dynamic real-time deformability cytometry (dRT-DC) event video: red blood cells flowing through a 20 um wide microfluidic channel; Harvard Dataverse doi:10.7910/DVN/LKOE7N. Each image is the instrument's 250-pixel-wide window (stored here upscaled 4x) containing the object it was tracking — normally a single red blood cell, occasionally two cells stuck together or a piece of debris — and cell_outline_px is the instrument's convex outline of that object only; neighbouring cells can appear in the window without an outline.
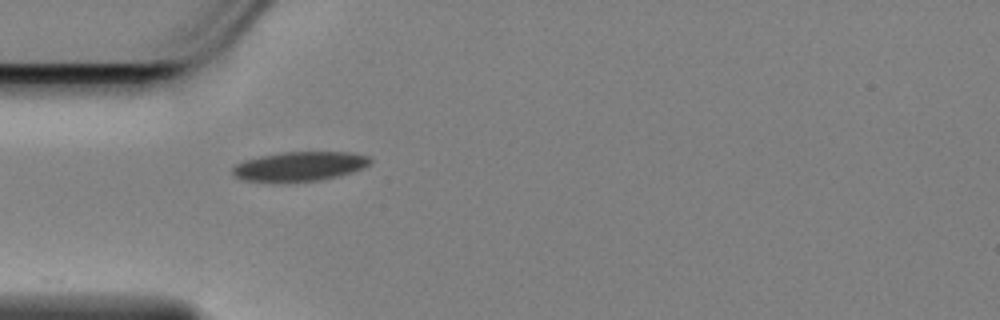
{"species": "Egyptian fruit bat (a non-hibernating species)", "species_latin": "Rousettus aegyptiacus", "temperature_condition": "cold", "stored_images_in_passage": 34, "camera_frame_rate_fps": 3000, "um_per_image_px": 0.085, "animal": {"sex": "female"}, "frame": {"image": 1, "passage_image": 1, "time_ms": 0.0, "image_size_px": [1000, 320], "cell_outline_px": [[372, 160], [364, 168], [352, 172], [320, 180], [244, 180], [236, 176], [232, 172], [232, 168], [236, 164], [244, 160], [260, 156], [284, 152], [352, 152], [368, 156]], "centroid_in_image_um": [25.51, 14.1], "position_along_channel_um": 59.5, "area_um2": 22.89}}
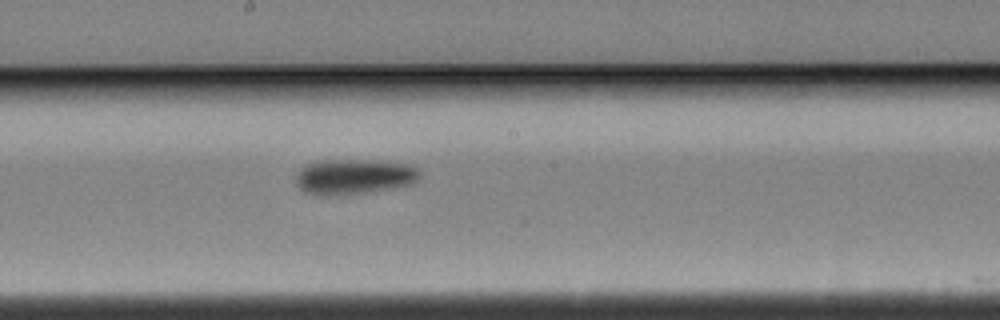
{"frame": {"image": 2, "passage_image": 15, "time_ms": 4.667, "image_size_px": [1000, 320], "cell_outline_px": [[420, 176], [416, 180], [408, 184], [360, 192], [328, 196], [324, 196], [304, 192], [296, 184], [296, 176], [300, 168], [316, 160], [372, 160], [412, 164], [420, 172]], "centroid_in_image_um": [30.03, 14.98], "position_along_channel_um": 218.2, "area_um2": 25.09}}
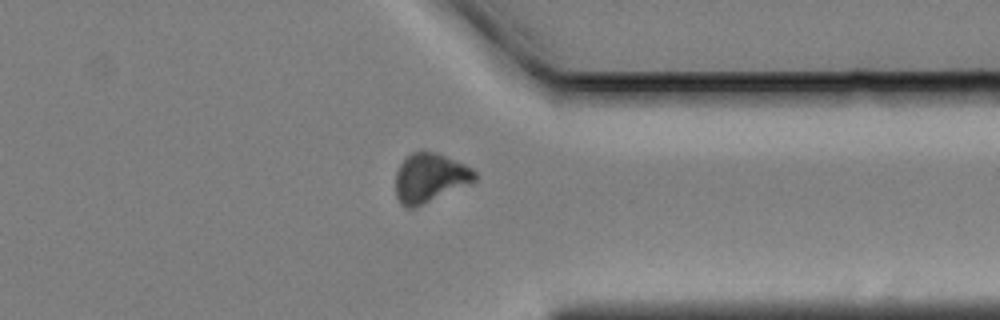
{"frame": {"image": 3, "passage_image": 29, "time_ms": 9.333, "image_size_px": [1000, 320], "cell_outline_px": [[476, 180], [416, 208], [404, 208], [400, 204], [396, 196], [396, 172], [400, 164], [412, 152], [436, 152], [464, 164], [472, 168], [476, 172]], "centroid_in_image_um": [36.51, 15.14], "position_along_channel_um": 374.9, "area_um2": 22.48}, "authors_computed_cell_mechanics": {"area_um2": 23.1489, "velocity_mm_per_s": 3.4378, "shape_relaxation_time_tau1_ms": 4.6204, "shape_relaxation_time_tau2_ms": 7.8297, "deformation_change_tau1": 0.1143, "deformation_change_tau2": 0.1225}}